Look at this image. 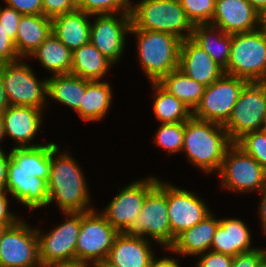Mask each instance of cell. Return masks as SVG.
<instances>
[{"label": "cell", "mask_w": 266, "mask_h": 267, "mask_svg": "<svg viewBox=\"0 0 266 267\" xmlns=\"http://www.w3.org/2000/svg\"><path fill=\"white\" fill-rule=\"evenodd\" d=\"M22 14L17 12L14 8L6 6V8L0 7V23L3 24L8 36L15 42L18 25Z\"/></svg>", "instance_id": "cell-40"}, {"label": "cell", "mask_w": 266, "mask_h": 267, "mask_svg": "<svg viewBox=\"0 0 266 267\" xmlns=\"http://www.w3.org/2000/svg\"><path fill=\"white\" fill-rule=\"evenodd\" d=\"M151 84L156 95L153 104L154 115L161 123L186 122L192 116V111L158 82H151Z\"/></svg>", "instance_id": "cell-33"}, {"label": "cell", "mask_w": 266, "mask_h": 267, "mask_svg": "<svg viewBox=\"0 0 266 267\" xmlns=\"http://www.w3.org/2000/svg\"><path fill=\"white\" fill-rule=\"evenodd\" d=\"M219 223L220 219L214 218L213 213L208 214L202 221L179 234L168 249L184 256H198L207 252Z\"/></svg>", "instance_id": "cell-24"}, {"label": "cell", "mask_w": 266, "mask_h": 267, "mask_svg": "<svg viewBox=\"0 0 266 267\" xmlns=\"http://www.w3.org/2000/svg\"><path fill=\"white\" fill-rule=\"evenodd\" d=\"M6 191L31 210L48 205V182L28 176L12 159L8 164Z\"/></svg>", "instance_id": "cell-19"}, {"label": "cell", "mask_w": 266, "mask_h": 267, "mask_svg": "<svg viewBox=\"0 0 266 267\" xmlns=\"http://www.w3.org/2000/svg\"><path fill=\"white\" fill-rule=\"evenodd\" d=\"M266 171V135L262 130L243 134L234 142Z\"/></svg>", "instance_id": "cell-36"}, {"label": "cell", "mask_w": 266, "mask_h": 267, "mask_svg": "<svg viewBox=\"0 0 266 267\" xmlns=\"http://www.w3.org/2000/svg\"><path fill=\"white\" fill-rule=\"evenodd\" d=\"M150 242L145 237L119 233L105 262L112 267H149L156 258Z\"/></svg>", "instance_id": "cell-21"}, {"label": "cell", "mask_w": 266, "mask_h": 267, "mask_svg": "<svg viewBox=\"0 0 266 267\" xmlns=\"http://www.w3.org/2000/svg\"><path fill=\"white\" fill-rule=\"evenodd\" d=\"M45 267H88L84 262L74 260L52 262L45 265Z\"/></svg>", "instance_id": "cell-47"}, {"label": "cell", "mask_w": 266, "mask_h": 267, "mask_svg": "<svg viewBox=\"0 0 266 267\" xmlns=\"http://www.w3.org/2000/svg\"><path fill=\"white\" fill-rule=\"evenodd\" d=\"M264 258L265 250L255 248L252 251L235 256L231 267H258Z\"/></svg>", "instance_id": "cell-42"}, {"label": "cell", "mask_w": 266, "mask_h": 267, "mask_svg": "<svg viewBox=\"0 0 266 267\" xmlns=\"http://www.w3.org/2000/svg\"><path fill=\"white\" fill-rule=\"evenodd\" d=\"M258 267H266V257L261 261Z\"/></svg>", "instance_id": "cell-55"}, {"label": "cell", "mask_w": 266, "mask_h": 267, "mask_svg": "<svg viewBox=\"0 0 266 267\" xmlns=\"http://www.w3.org/2000/svg\"><path fill=\"white\" fill-rule=\"evenodd\" d=\"M149 267H180V265L174 258L163 257L162 259L155 258Z\"/></svg>", "instance_id": "cell-46"}, {"label": "cell", "mask_w": 266, "mask_h": 267, "mask_svg": "<svg viewBox=\"0 0 266 267\" xmlns=\"http://www.w3.org/2000/svg\"><path fill=\"white\" fill-rule=\"evenodd\" d=\"M178 69L205 87L225 74L211 56L191 38L181 42Z\"/></svg>", "instance_id": "cell-18"}, {"label": "cell", "mask_w": 266, "mask_h": 267, "mask_svg": "<svg viewBox=\"0 0 266 267\" xmlns=\"http://www.w3.org/2000/svg\"><path fill=\"white\" fill-rule=\"evenodd\" d=\"M11 159L10 152L5 154L3 149L0 150V191H6L8 164Z\"/></svg>", "instance_id": "cell-45"}, {"label": "cell", "mask_w": 266, "mask_h": 267, "mask_svg": "<svg viewBox=\"0 0 266 267\" xmlns=\"http://www.w3.org/2000/svg\"><path fill=\"white\" fill-rule=\"evenodd\" d=\"M266 125V82H249L241 91L232 113L223 125L235 142L243 134Z\"/></svg>", "instance_id": "cell-9"}, {"label": "cell", "mask_w": 266, "mask_h": 267, "mask_svg": "<svg viewBox=\"0 0 266 267\" xmlns=\"http://www.w3.org/2000/svg\"><path fill=\"white\" fill-rule=\"evenodd\" d=\"M226 75L248 82H266V35L256 30L231 34Z\"/></svg>", "instance_id": "cell-5"}, {"label": "cell", "mask_w": 266, "mask_h": 267, "mask_svg": "<svg viewBox=\"0 0 266 267\" xmlns=\"http://www.w3.org/2000/svg\"><path fill=\"white\" fill-rule=\"evenodd\" d=\"M86 91V79L73 74L47 78V96L77 111Z\"/></svg>", "instance_id": "cell-28"}, {"label": "cell", "mask_w": 266, "mask_h": 267, "mask_svg": "<svg viewBox=\"0 0 266 267\" xmlns=\"http://www.w3.org/2000/svg\"><path fill=\"white\" fill-rule=\"evenodd\" d=\"M112 90L107 82L86 79V91L82 105L76 111L86 121H99L108 113L112 102Z\"/></svg>", "instance_id": "cell-29"}, {"label": "cell", "mask_w": 266, "mask_h": 267, "mask_svg": "<svg viewBox=\"0 0 266 267\" xmlns=\"http://www.w3.org/2000/svg\"><path fill=\"white\" fill-rule=\"evenodd\" d=\"M125 233L141 237L148 234L166 249L172 245L165 182L158 179L156 186L146 195L136 220Z\"/></svg>", "instance_id": "cell-6"}, {"label": "cell", "mask_w": 266, "mask_h": 267, "mask_svg": "<svg viewBox=\"0 0 266 267\" xmlns=\"http://www.w3.org/2000/svg\"><path fill=\"white\" fill-rule=\"evenodd\" d=\"M91 24L90 42L113 64L121 58L124 51L125 35L131 27L130 13L94 15Z\"/></svg>", "instance_id": "cell-15"}, {"label": "cell", "mask_w": 266, "mask_h": 267, "mask_svg": "<svg viewBox=\"0 0 266 267\" xmlns=\"http://www.w3.org/2000/svg\"><path fill=\"white\" fill-rule=\"evenodd\" d=\"M232 143L222 124L193 116L185 122L182 151L189 162L204 172H219L225 152Z\"/></svg>", "instance_id": "cell-2"}, {"label": "cell", "mask_w": 266, "mask_h": 267, "mask_svg": "<svg viewBox=\"0 0 266 267\" xmlns=\"http://www.w3.org/2000/svg\"><path fill=\"white\" fill-rule=\"evenodd\" d=\"M252 7L258 12L260 9L266 7V0H248Z\"/></svg>", "instance_id": "cell-51"}, {"label": "cell", "mask_w": 266, "mask_h": 267, "mask_svg": "<svg viewBox=\"0 0 266 267\" xmlns=\"http://www.w3.org/2000/svg\"><path fill=\"white\" fill-rule=\"evenodd\" d=\"M218 173L221 187L235 192H260L266 187V171L234 142L227 148Z\"/></svg>", "instance_id": "cell-11"}, {"label": "cell", "mask_w": 266, "mask_h": 267, "mask_svg": "<svg viewBox=\"0 0 266 267\" xmlns=\"http://www.w3.org/2000/svg\"><path fill=\"white\" fill-rule=\"evenodd\" d=\"M262 131H263L264 134L266 135V125L262 128Z\"/></svg>", "instance_id": "cell-56"}, {"label": "cell", "mask_w": 266, "mask_h": 267, "mask_svg": "<svg viewBox=\"0 0 266 267\" xmlns=\"http://www.w3.org/2000/svg\"><path fill=\"white\" fill-rule=\"evenodd\" d=\"M157 177L136 180L121 189L100 212L119 232H126L139 215L146 195L156 186Z\"/></svg>", "instance_id": "cell-14"}, {"label": "cell", "mask_w": 266, "mask_h": 267, "mask_svg": "<svg viewBox=\"0 0 266 267\" xmlns=\"http://www.w3.org/2000/svg\"><path fill=\"white\" fill-rule=\"evenodd\" d=\"M77 9V0H42L43 15L54 18Z\"/></svg>", "instance_id": "cell-38"}, {"label": "cell", "mask_w": 266, "mask_h": 267, "mask_svg": "<svg viewBox=\"0 0 266 267\" xmlns=\"http://www.w3.org/2000/svg\"><path fill=\"white\" fill-rule=\"evenodd\" d=\"M257 30L266 35V7L262 8L258 11Z\"/></svg>", "instance_id": "cell-49"}, {"label": "cell", "mask_w": 266, "mask_h": 267, "mask_svg": "<svg viewBox=\"0 0 266 267\" xmlns=\"http://www.w3.org/2000/svg\"><path fill=\"white\" fill-rule=\"evenodd\" d=\"M113 63L106 58L91 42L72 52L70 74L90 81H100L105 77Z\"/></svg>", "instance_id": "cell-27"}, {"label": "cell", "mask_w": 266, "mask_h": 267, "mask_svg": "<svg viewBox=\"0 0 266 267\" xmlns=\"http://www.w3.org/2000/svg\"><path fill=\"white\" fill-rule=\"evenodd\" d=\"M89 16L81 10L52 18V33L72 52L90 42L91 23Z\"/></svg>", "instance_id": "cell-23"}, {"label": "cell", "mask_w": 266, "mask_h": 267, "mask_svg": "<svg viewBox=\"0 0 266 267\" xmlns=\"http://www.w3.org/2000/svg\"><path fill=\"white\" fill-rule=\"evenodd\" d=\"M185 122L180 123H161L155 134L157 145L171 153L180 152L184 145Z\"/></svg>", "instance_id": "cell-34"}, {"label": "cell", "mask_w": 266, "mask_h": 267, "mask_svg": "<svg viewBox=\"0 0 266 267\" xmlns=\"http://www.w3.org/2000/svg\"><path fill=\"white\" fill-rule=\"evenodd\" d=\"M168 217L171 225L172 244L183 231L202 221L210 210L196 193L166 183Z\"/></svg>", "instance_id": "cell-16"}, {"label": "cell", "mask_w": 266, "mask_h": 267, "mask_svg": "<svg viewBox=\"0 0 266 267\" xmlns=\"http://www.w3.org/2000/svg\"><path fill=\"white\" fill-rule=\"evenodd\" d=\"M93 266L94 267H112L108 265L106 262H100V263L94 264Z\"/></svg>", "instance_id": "cell-53"}, {"label": "cell", "mask_w": 266, "mask_h": 267, "mask_svg": "<svg viewBox=\"0 0 266 267\" xmlns=\"http://www.w3.org/2000/svg\"><path fill=\"white\" fill-rule=\"evenodd\" d=\"M21 59L17 52L14 41L8 36L3 24L0 23V65Z\"/></svg>", "instance_id": "cell-39"}, {"label": "cell", "mask_w": 266, "mask_h": 267, "mask_svg": "<svg viewBox=\"0 0 266 267\" xmlns=\"http://www.w3.org/2000/svg\"><path fill=\"white\" fill-rule=\"evenodd\" d=\"M40 265L38 236L21 219L7 227L0 238V267H36Z\"/></svg>", "instance_id": "cell-12"}, {"label": "cell", "mask_w": 266, "mask_h": 267, "mask_svg": "<svg viewBox=\"0 0 266 267\" xmlns=\"http://www.w3.org/2000/svg\"><path fill=\"white\" fill-rule=\"evenodd\" d=\"M22 15H43L42 0H4Z\"/></svg>", "instance_id": "cell-43"}, {"label": "cell", "mask_w": 266, "mask_h": 267, "mask_svg": "<svg viewBox=\"0 0 266 267\" xmlns=\"http://www.w3.org/2000/svg\"><path fill=\"white\" fill-rule=\"evenodd\" d=\"M45 70L54 75L69 74L72 67V51L51 33L46 40L31 53Z\"/></svg>", "instance_id": "cell-31"}, {"label": "cell", "mask_w": 266, "mask_h": 267, "mask_svg": "<svg viewBox=\"0 0 266 267\" xmlns=\"http://www.w3.org/2000/svg\"><path fill=\"white\" fill-rule=\"evenodd\" d=\"M130 0H77V9L90 15L130 13Z\"/></svg>", "instance_id": "cell-35"}, {"label": "cell", "mask_w": 266, "mask_h": 267, "mask_svg": "<svg viewBox=\"0 0 266 267\" xmlns=\"http://www.w3.org/2000/svg\"><path fill=\"white\" fill-rule=\"evenodd\" d=\"M63 215L68 219L53 228L50 233L43 234L36 228L39 261L44 266L52 262L75 259V248L81 227V212H64Z\"/></svg>", "instance_id": "cell-13"}, {"label": "cell", "mask_w": 266, "mask_h": 267, "mask_svg": "<svg viewBox=\"0 0 266 267\" xmlns=\"http://www.w3.org/2000/svg\"><path fill=\"white\" fill-rule=\"evenodd\" d=\"M7 191H0V224L6 227L16 224L20 219L9 211V200L7 198Z\"/></svg>", "instance_id": "cell-44"}, {"label": "cell", "mask_w": 266, "mask_h": 267, "mask_svg": "<svg viewBox=\"0 0 266 267\" xmlns=\"http://www.w3.org/2000/svg\"><path fill=\"white\" fill-rule=\"evenodd\" d=\"M201 259L197 262V267H231L233 263V256L207 251L199 254Z\"/></svg>", "instance_id": "cell-41"}, {"label": "cell", "mask_w": 266, "mask_h": 267, "mask_svg": "<svg viewBox=\"0 0 266 267\" xmlns=\"http://www.w3.org/2000/svg\"><path fill=\"white\" fill-rule=\"evenodd\" d=\"M51 33V18L44 15H22L14 42L18 56L23 59L30 57Z\"/></svg>", "instance_id": "cell-25"}, {"label": "cell", "mask_w": 266, "mask_h": 267, "mask_svg": "<svg viewBox=\"0 0 266 267\" xmlns=\"http://www.w3.org/2000/svg\"><path fill=\"white\" fill-rule=\"evenodd\" d=\"M36 267H45L44 265L40 264L39 266H36Z\"/></svg>", "instance_id": "cell-57"}, {"label": "cell", "mask_w": 266, "mask_h": 267, "mask_svg": "<svg viewBox=\"0 0 266 267\" xmlns=\"http://www.w3.org/2000/svg\"><path fill=\"white\" fill-rule=\"evenodd\" d=\"M136 35L139 64L150 82H159L178 68L182 40L165 32L130 29Z\"/></svg>", "instance_id": "cell-4"}, {"label": "cell", "mask_w": 266, "mask_h": 267, "mask_svg": "<svg viewBox=\"0 0 266 267\" xmlns=\"http://www.w3.org/2000/svg\"><path fill=\"white\" fill-rule=\"evenodd\" d=\"M130 17V29L165 32L182 41L191 38L194 30L179 0H140L131 4Z\"/></svg>", "instance_id": "cell-3"}, {"label": "cell", "mask_w": 266, "mask_h": 267, "mask_svg": "<svg viewBox=\"0 0 266 267\" xmlns=\"http://www.w3.org/2000/svg\"><path fill=\"white\" fill-rule=\"evenodd\" d=\"M8 106L9 104L4 90L2 76L0 75V115L5 111Z\"/></svg>", "instance_id": "cell-50"}, {"label": "cell", "mask_w": 266, "mask_h": 267, "mask_svg": "<svg viewBox=\"0 0 266 267\" xmlns=\"http://www.w3.org/2000/svg\"><path fill=\"white\" fill-rule=\"evenodd\" d=\"M19 59L0 65V75L8 104L43 110L47 99V78L39 81L34 71Z\"/></svg>", "instance_id": "cell-7"}, {"label": "cell", "mask_w": 266, "mask_h": 267, "mask_svg": "<svg viewBox=\"0 0 266 267\" xmlns=\"http://www.w3.org/2000/svg\"><path fill=\"white\" fill-rule=\"evenodd\" d=\"M250 245L251 236L247 225L237 218H228L220 220L210 250L235 257L255 249Z\"/></svg>", "instance_id": "cell-22"}, {"label": "cell", "mask_w": 266, "mask_h": 267, "mask_svg": "<svg viewBox=\"0 0 266 267\" xmlns=\"http://www.w3.org/2000/svg\"><path fill=\"white\" fill-rule=\"evenodd\" d=\"M260 193H262V200L259 204V214H260V220L262 224V228L264 229V232L266 234V187H264Z\"/></svg>", "instance_id": "cell-48"}, {"label": "cell", "mask_w": 266, "mask_h": 267, "mask_svg": "<svg viewBox=\"0 0 266 267\" xmlns=\"http://www.w3.org/2000/svg\"><path fill=\"white\" fill-rule=\"evenodd\" d=\"M165 90L181 100L191 111L199 104L205 86L185 75L178 68L158 82Z\"/></svg>", "instance_id": "cell-32"}, {"label": "cell", "mask_w": 266, "mask_h": 267, "mask_svg": "<svg viewBox=\"0 0 266 267\" xmlns=\"http://www.w3.org/2000/svg\"><path fill=\"white\" fill-rule=\"evenodd\" d=\"M11 159L28 176H36L47 182L51 167V143L36 147L12 148Z\"/></svg>", "instance_id": "cell-30"}, {"label": "cell", "mask_w": 266, "mask_h": 267, "mask_svg": "<svg viewBox=\"0 0 266 267\" xmlns=\"http://www.w3.org/2000/svg\"><path fill=\"white\" fill-rule=\"evenodd\" d=\"M42 110L29 106L9 105L1 114L5 137L8 135L15 140L13 148L36 147L42 143L31 144L36 134L41 128ZM31 144V145H30Z\"/></svg>", "instance_id": "cell-17"}, {"label": "cell", "mask_w": 266, "mask_h": 267, "mask_svg": "<svg viewBox=\"0 0 266 267\" xmlns=\"http://www.w3.org/2000/svg\"><path fill=\"white\" fill-rule=\"evenodd\" d=\"M118 234L119 232L101 213L94 209L81 212L75 259L91 266L105 262Z\"/></svg>", "instance_id": "cell-8"}, {"label": "cell", "mask_w": 266, "mask_h": 267, "mask_svg": "<svg viewBox=\"0 0 266 267\" xmlns=\"http://www.w3.org/2000/svg\"><path fill=\"white\" fill-rule=\"evenodd\" d=\"M249 82L224 74L208 87L192 111V116L209 122L224 125L229 119L241 91Z\"/></svg>", "instance_id": "cell-10"}, {"label": "cell", "mask_w": 266, "mask_h": 267, "mask_svg": "<svg viewBox=\"0 0 266 267\" xmlns=\"http://www.w3.org/2000/svg\"><path fill=\"white\" fill-rule=\"evenodd\" d=\"M5 134H4V128H3V120L2 117L0 115V142L2 141V139H4ZM1 146H0V150H1Z\"/></svg>", "instance_id": "cell-52"}, {"label": "cell", "mask_w": 266, "mask_h": 267, "mask_svg": "<svg viewBox=\"0 0 266 267\" xmlns=\"http://www.w3.org/2000/svg\"><path fill=\"white\" fill-rule=\"evenodd\" d=\"M7 227L4 225V224H0V238H1V235L3 233V231L6 229Z\"/></svg>", "instance_id": "cell-54"}, {"label": "cell", "mask_w": 266, "mask_h": 267, "mask_svg": "<svg viewBox=\"0 0 266 267\" xmlns=\"http://www.w3.org/2000/svg\"><path fill=\"white\" fill-rule=\"evenodd\" d=\"M191 39L203 48L224 71L227 69L230 59L231 34L211 24H199L194 26Z\"/></svg>", "instance_id": "cell-26"}, {"label": "cell", "mask_w": 266, "mask_h": 267, "mask_svg": "<svg viewBox=\"0 0 266 267\" xmlns=\"http://www.w3.org/2000/svg\"><path fill=\"white\" fill-rule=\"evenodd\" d=\"M258 12L248 0H216L211 25L227 34L257 29Z\"/></svg>", "instance_id": "cell-20"}, {"label": "cell", "mask_w": 266, "mask_h": 267, "mask_svg": "<svg viewBox=\"0 0 266 267\" xmlns=\"http://www.w3.org/2000/svg\"><path fill=\"white\" fill-rule=\"evenodd\" d=\"M192 24H211L216 0H179Z\"/></svg>", "instance_id": "cell-37"}, {"label": "cell", "mask_w": 266, "mask_h": 267, "mask_svg": "<svg viewBox=\"0 0 266 267\" xmlns=\"http://www.w3.org/2000/svg\"><path fill=\"white\" fill-rule=\"evenodd\" d=\"M59 147L51 143V167L48 180V206L54 200L61 212H89L90 195L84 173L69 153L58 154Z\"/></svg>", "instance_id": "cell-1"}]
</instances>
